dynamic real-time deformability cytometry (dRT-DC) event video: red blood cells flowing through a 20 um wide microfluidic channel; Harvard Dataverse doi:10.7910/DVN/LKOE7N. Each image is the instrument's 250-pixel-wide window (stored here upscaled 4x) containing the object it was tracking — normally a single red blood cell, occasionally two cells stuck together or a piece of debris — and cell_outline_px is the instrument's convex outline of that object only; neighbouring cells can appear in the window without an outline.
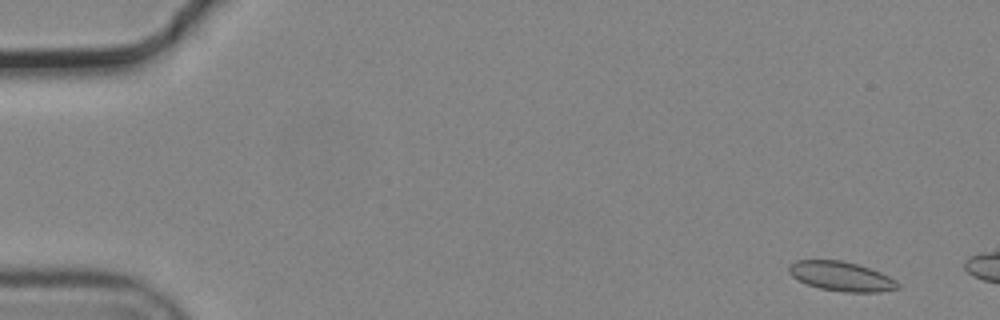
{"species": "common noctule bat (a hibernating species)", "species_latin": "Nyctalus noctula", "temperature_condition": "cold", "stored_images_in_passage": 8, "camera_frame_rate_fps": 3000, "um_per_image_px": 0.085, "animal": {"sex": "male", "body_mass_g": 19.2, "forearm_length_mm": 51.8}, "frame": {"image": 1, "passage_image": 3, "time_ms": 0.667, "image_size_px": [1000, 320], "cell_outline_px": [[900, 288], [880, 292], [848, 292], [820, 288], [808, 284], [792, 276], [788, 272], [788, 264], [796, 260], [840, 260], [856, 264], [880, 272], [896, 280], [900, 284]], "centroid_in_image_um": [71.51, 23.48], "position_along_channel_um": 13.5, "area_um2": 18.55}}